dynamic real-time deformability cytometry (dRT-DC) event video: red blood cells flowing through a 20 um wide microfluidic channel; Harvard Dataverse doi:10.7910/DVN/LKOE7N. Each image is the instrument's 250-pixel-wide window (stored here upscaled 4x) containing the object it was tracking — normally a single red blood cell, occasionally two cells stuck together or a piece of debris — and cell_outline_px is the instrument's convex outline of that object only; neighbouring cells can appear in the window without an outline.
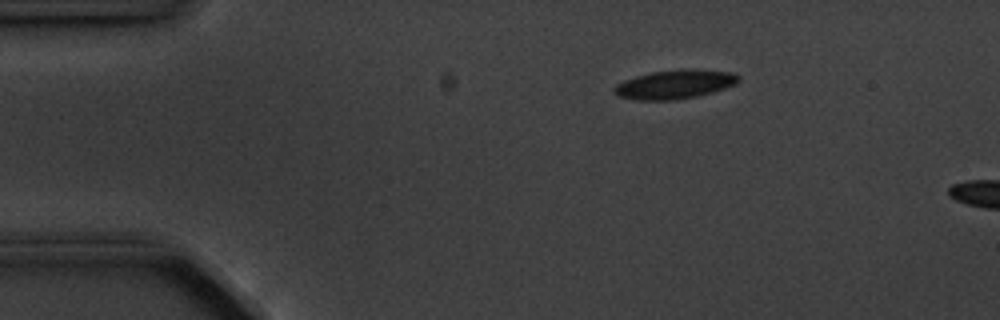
{"species": "common noctule bat (a hibernating species)", "species_latin": "Nyctalus noctula", "temperature_condition": "cold", "stored_images_in_passage": 3, "camera_frame_rate_fps": 3000, "um_per_image_px": 0.085, "animal": {"sex": "male", "body_mass_g": 20.1, "forearm_length_mm": 53.5}, "frame": {"image": 1, "passage_image": 2, "time_ms": 1.333, "image_size_px": [1000, 320], "cell_outline_px": [[740, 80], [736, 84], [712, 92], [696, 96], [676, 100], [640, 100], [620, 96], [612, 92], [612, 88], [616, 84], [624, 80], [636, 76], [652, 72], [680, 68], [696, 68], [732, 72], [740, 76]], "centroid_in_image_um": [57.38, 7.15], "position_along_channel_um": 27.6, "area_um2": 21.21}}